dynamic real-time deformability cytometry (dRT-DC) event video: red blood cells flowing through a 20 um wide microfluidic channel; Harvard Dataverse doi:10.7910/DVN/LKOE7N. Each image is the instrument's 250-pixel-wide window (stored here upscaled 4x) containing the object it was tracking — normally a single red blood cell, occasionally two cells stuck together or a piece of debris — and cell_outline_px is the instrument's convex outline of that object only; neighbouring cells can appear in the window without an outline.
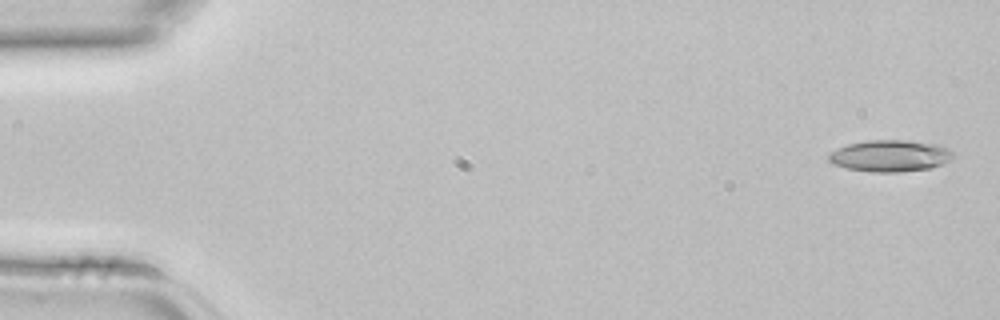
{"species": "common noctule bat (a hibernating species)", "species_latin": "Nyctalus noctula", "temperature_condition": "room temperature", "stored_images_in_passage": 3, "camera_frame_rate_fps": 3000, "um_per_image_px": 0.085, "animal": {"sex": "female", "body_mass_g": 22.7, "forearm_length_mm": 54.2}, "frame": {"image": 1, "passage_image": 1, "time_ms": 0.0, "image_size_px": [1000, 320], "cell_outline_px": [[952, 156], [948, 160], [932, 168], [900, 172], [872, 172], [848, 168], [832, 164], [828, 160], [828, 156], [836, 148], [848, 144], [868, 140], [908, 140], [936, 144], [948, 148], [952, 152]], "centroid_in_image_um": [75.63, 13.24], "position_along_channel_um": 9.4, "area_um2": 22.83}}
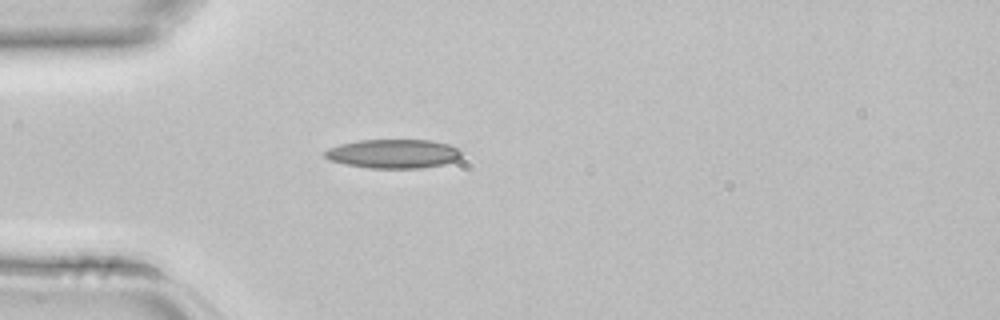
{"frame": {"image": 2, "passage_image": 3, "time_ms": 0.667, "image_size_px": [1000, 320], "cell_outline_px": [[464, 152], [456, 160], [444, 164], [420, 168], [368, 168], [344, 164], [328, 160], [320, 152], [328, 148], [340, 144], [360, 140], [432, 140], [448, 144]], "centroid_in_image_um": [33.39, 13.07], "position_along_channel_um": 51.6, "area_um2": 23.29}}